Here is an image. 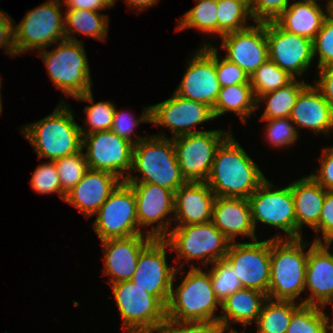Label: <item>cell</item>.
<instances>
[{
	"instance_id": "obj_1",
	"label": "cell",
	"mask_w": 333,
	"mask_h": 333,
	"mask_svg": "<svg viewBox=\"0 0 333 333\" xmlns=\"http://www.w3.org/2000/svg\"><path fill=\"white\" fill-rule=\"evenodd\" d=\"M266 179L231 133L218 147L205 182L216 197L249 198Z\"/></svg>"
},
{
	"instance_id": "obj_2",
	"label": "cell",
	"mask_w": 333,
	"mask_h": 333,
	"mask_svg": "<svg viewBox=\"0 0 333 333\" xmlns=\"http://www.w3.org/2000/svg\"><path fill=\"white\" fill-rule=\"evenodd\" d=\"M67 104L60 101L52 114L21 128L22 136L32 145L38 158L54 161L82 150L80 125Z\"/></svg>"
},
{
	"instance_id": "obj_3",
	"label": "cell",
	"mask_w": 333,
	"mask_h": 333,
	"mask_svg": "<svg viewBox=\"0 0 333 333\" xmlns=\"http://www.w3.org/2000/svg\"><path fill=\"white\" fill-rule=\"evenodd\" d=\"M177 269L170 297L166 305L167 320L173 322H219L215 311L221 303L213 291L209 271H203L191 265L182 282L174 288Z\"/></svg>"
},
{
	"instance_id": "obj_4",
	"label": "cell",
	"mask_w": 333,
	"mask_h": 333,
	"mask_svg": "<svg viewBox=\"0 0 333 333\" xmlns=\"http://www.w3.org/2000/svg\"><path fill=\"white\" fill-rule=\"evenodd\" d=\"M126 182L152 183L165 187L174 193L187 181L183 177L177 162L172 137L163 132L159 135L147 136L134 145L131 172Z\"/></svg>"
},
{
	"instance_id": "obj_5",
	"label": "cell",
	"mask_w": 333,
	"mask_h": 333,
	"mask_svg": "<svg viewBox=\"0 0 333 333\" xmlns=\"http://www.w3.org/2000/svg\"><path fill=\"white\" fill-rule=\"evenodd\" d=\"M309 243L301 238H271V272L268 298L300 301L305 291ZM297 300V301H296Z\"/></svg>"
},
{
	"instance_id": "obj_6",
	"label": "cell",
	"mask_w": 333,
	"mask_h": 333,
	"mask_svg": "<svg viewBox=\"0 0 333 333\" xmlns=\"http://www.w3.org/2000/svg\"><path fill=\"white\" fill-rule=\"evenodd\" d=\"M52 51H38L47 73L57 89L68 97H77L92 91L90 67L81 41L62 40Z\"/></svg>"
},
{
	"instance_id": "obj_7",
	"label": "cell",
	"mask_w": 333,
	"mask_h": 333,
	"mask_svg": "<svg viewBox=\"0 0 333 333\" xmlns=\"http://www.w3.org/2000/svg\"><path fill=\"white\" fill-rule=\"evenodd\" d=\"M163 239L169 244L171 251L177 252L178 257L175 259H185L176 266L177 269L189 263V260H201L203 266L222 260L231 244L211 221L172 227Z\"/></svg>"
},
{
	"instance_id": "obj_8",
	"label": "cell",
	"mask_w": 333,
	"mask_h": 333,
	"mask_svg": "<svg viewBox=\"0 0 333 333\" xmlns=\"http://www.w3.org/2000/svg\"><path fill=\"white\" fill-rule=\"evenodd\" d=\"M123 320L124 333L160 332L167 321L166 305L131 280L110 284Z\"/></svg>"
},
{
	"instance_id": "obj_9",
	"label": "cell",
	"mask_w": 333,
	"mask_h": 333,
	"mask_svg": "<svg viewBox=\"0 0 333 333\" xmlns=\"http://www.w3.org/2000/svg\"><path fill=\"white\" fill-rule=\"evenodd\" d=\"M62 0H48L28 10L24 18L14 24L15 45L18 55L36 52L65 40V18L60 7Z\"/></svg>"
},
{
	"instance_id": "obj_10",
	"label": "cell",
	"mask_w": 333,
	"mask_h": 333,
	"mask_svg": "<svg viewBox=\"0 0 333 333\" xmlns=\"http://www.w3.org/2000/svg\"><path fill=\"white\" fill-rule=\"evenodd\" d=\"M92 222L100 241L144 234L137 221V206L133 189L121 181L101 205Z\"/></svg>"
},
{
	"instance_id": "obj_11",
	"label": "cell",
	"mask_w": 333,
	"mask_h": 333,
	"mask_svg": "<svg viewBox=\"0 0 333 333\" xmlns=\"http://www.w3.org/2000/svg\"><path fill=\"white\" fill-rule=\"evenodd\" d=\"M231 130H210L172 138L177 162L186 181L205 182L209 177L216 151Z\"/></svg>"
},
{
	"instance_id": "obj_12",
	"label": "cell",
	"mask_w": 333,
	"mask_h": 333,
	"mask_svg": "<svg viewBox=\"0 0 333 333\" xmlns=\"http://www.w3.org/2000/svg\"><path fill=\"white\" fill-rule=\"evenodd\" d=\"M273 186V183L266 179L248 198L254 228L256 230L258 222H261L286 233L283 236L274 235L272 238H296V216L291 186L288 184L280 189Z\"/></svg>"
},
{
	"instance_id": "obj_13",
	"label": "cell",
	"mask_w": 333,
	"mask_h": 333,
	"mask_svg": "<svg viewBox=\"0 0 333 333\" xmlns=\"http://www.w3.org/2000/svg\"><path fill=\"white\" fill-rule=\"evenodd\" d=\"M84 147L89 169L108 172L121 181L130 174L134 144L111 130L82 135V150Z\"/></svg>"
},
{
	"instance_id": "obj_14",
	"label": "cell",
	"mask_w": 333,
	"mask_h": 333,
	"mask_svg": "<svg viewBox=\"0 0 333 333\" xmlns=\"http://www.w3.org/2000/svg\"><path fill=\"white\" fill-rule=\"evenodd\" d=\"M271 239L231 242L225 260L233 267L243 288L255 289L268 297L271 272Z\"/></svg>"
},
{
	"instance_id": "obj_15",
	"label": "cell",
	"mask_w": 333,
	"mask_h": 333,
	"mask_svg": "<svg viewBox=\"0 0 333 333\" xmlns=\"http://www.w3.org/2000/svg\"><path fill=\"white\" fill-rule=\"evenodd\" d=\"M195 51L174 93L213 109L221 88L215 68V46L205 43Z\"/></svg>"
},
{
	"instance_id": "obj_16",
	"label": "cell",
	"mask_w": 333,
	"mask_h": 333,
	"mask_svg": "<svg viewBox=\"0 0 333 333\" xmlns=\"http://www.w3.org/2000/svg\"><path fill=\"white\" fill-rule=\"evenodd\" d=\"M169 244L164 239L154 238L140 253L131 281L149 294L158 297L167 305L176 266L167 264Z\"/></svg>"
},
{
	"instance_id": "obj_17",
	"label": "cell",
	"mask_w": 333,
	"mask_h": 333,
	"mask_svg": "<svg viewBox=\"0 0 333 333\" xmlns=\"http://www.w3.org/2000/svg\"><path fill=\"white\" fill-rule=\"evenodd\" d=\"M127 183L135 195L139 229L151 226L145 233L153 238L163 239L174 220L166 217L170 213L174 215V192L152 183ZM155 223L156 226H153Z\"/></svg>"
},
{
	"instance_id": "obj_18",
	"label": "cell",
	"mask_w": 333,
	"mask_h": 333,
	"mask_svg": "<svg viewBox=\"0 0 333 333\" xmlns=\"http://www.w3.org/2000/svg\"><path fill=\"white\" fill-rule=\"evenodd\" d=\"M266 36L269 59L294 79L301 78L314 61L313 41L282 29L275 21L266 22Z\"/></svg>"
},
{
	"instance_id": "obj_19",
	"label": "cell",
	"mask_w": 333,
	"mask_h": 333,
	"mask_svg": "<svg viewBox=\"0 0 333 333\" xmlns=\"http://www.w3.org/2000/svg\"><path fill=\"white\" fill-rule=\"evenodd\" d=\"M150 119V123L170 130L174 138L203 132V130H193L191 127L213 120L215 117L208 105L173 93L169 99L150 106Z\"/></svg>"
},
{
	"instance_id": "obj_20",
	"label": "cell",
	"mask_w": 333,
	"mask_h": 333,
	"mask_svg": "<svg viewBox=\"0 0 333 333\" xmlns=\"http://www.w3.org/2000/svg\"><path fill=\"white\" fill-rule=\"evenodd\" d=\"M254 23L221 37L225 58L237 64L249 77L269 59L266 22Z\"/></svg>"
},
{
	"instance_id": "obj_21",
	"label": "cell",
	"mask_w": 333,
	"mask_h": 333,
	"mask_svg": "<svg viewBox=\"0 0 333 333\" xmlns=\"http://www.w3.org/2000/svg\"><path fill=\"white\" fill-rule=\"evenodd\" d=\"M330 246L331 243L309 244L305 291L310 290V293L300 303L322 308L331 304L333 311V254Z\"/></svg>"
},
{
	"instance_id": "obj_22",
	"label": "cell",
	"mask_w": 333,
	"mask_h": 333,
	"mask_svg": "<svg viewBox=\"0 0 333 333\" xmlns=\"http://www.w3.org/2000/svg\"><path fill=\"white\" fill-rule=\"evenodd\" d=\"M153 239L147 234H138L127 238L101 241L104 253L103 273L111 276L109 284L132 279L141 251Z\"/></svg>"
},
{
	"instance_id": "obj_23",
	"label": "cell",
	"mask_w": 333,
	"mask_h": 333,
	"mask_svg": "<svg viewBox=\"0 0 333 333\" xmlns=\"http://www.w3.org/2000/svg\"><path fill=\"white\" fill-rule=\"evenodd\" d=\"M215 198L206 182L187 181L174 193L176 226L210 222Z\"/></svg>"
},
{
	"instance_id": "obj_24",
	"label": "cell",
	"mask_w": 333,
	"mask_h": 333,
	"mask_svg": "<svg viewBox=\"0 0 333 333\" xmlns=\"http://www.w3.org/2000/svg\"><path fill=\"white\" fill-rule=\"evenodd\" d=\"M121 180L108 172L89 169L66 194L64 201L76 207L86 218L95 215Z\"/></svg>"
},
{
	"instance_id": "obj_25",
	"label": "cell",
	"mask_w": 333,
	"mask_h": 333,
	"mask_svg": "<svg viewBox=\"0 0 333 333\" xmlns=\"http://www.w3.org/2000/svg\"><path fill=\"white\" fill-rule=\"evenodd\" d=\"M211 222L231 242H236L238 235L258 240L248 198L216 197Z\"/></svg>"
},
{
	"instance_id": "obj_26",
	"label": "cell",
	"mask_w": 333,
	"mask_h": 333,
	"mask_svg": "<svg viewBox=\"0 0 333 333\" xmlns=\"http://www.w3.org/2000/svg\"><path fill=\"white\" fill-rule=\"evenodd\" d=\"M294 125L326 136L333 131V109L314 86L308 84L298 95L289 117Z\"/></svg>"
},
{
	"instance_id": "obj_27",
	"label": "cell",
	"mask_w": 333,
	"mask_h": 333,
	"mask_svg": "<svg viewBox=\"0 0 333 333\" xmlns=\"http://www.w3.org/2000/svg\"><path fill=\"white\" fill-rule=\"evenodd\" d=\"M294 199L296 216V238H301L303 225L314 229L319 224L326 189L310 175L289 184Z\"/></svg>"
},
{
	"instance_id": "obj_28",
	"label": "cell",
	"mask_w": 333,
	"mask_h": 333,
	"mask_svg": "<svg viewBox=\"0 0 333 333\" xmlns=\"http://www.w3.org/2000/svg\"><path fill=\"white\" fill-rule=\"evenodd\" d=\"M326 18L319 2L299 0L291 2L275 22L282 29L313 41Z\"/></svg>"
},
{
	"instance_id": "obj_29",
	"label": "cell",
	"mask_w": 333,
	"mask_h": 333,
	"mask_svg": "<svg viewBox=\"0 0 333 333\" xmlns=\"http://www.w3.org/2000/svg\"><path fill=\"white\" fill-rule=\"evenodd\" d=\"M267 298L265 293L255 289H239L221 304L223 313L219 317V323L227 331H234L230 324L233 322L245 327L253 322L256 323Z\"/></svg>"
},
{
	"instance_id": "obj_30",
	"label": "cell",
	"mask_w": 333,
	"mask_h": 333,
	"mask_svg": "<svg viewBox=\"0 0 333 333\" xmlns=\"http://www.w3.org/2000/svg\"><path fill=\"white\" fill-rule=\"evenodd\" d=\"M255 110H257V100L251 84H236L220 88L212 109L215 118L231 111L239 116L244 124Z\"/></svg>"
},
{
	"instance_id": "obj_31",
	"label": "cell",
	"mask_w": 333,
	"mask_h": 333,
	"mask_svg": "<svg viewBox=\"0 0 333 333\" xmlns=\"http://www.w3.org/2000/svg\"><path fill=\"white\" fill-rule=\"evenodd\" d=\"M64 18L66 40L80 41L72 35L82 33L99 41H106L109 30L107 15L89 10L66 9Z\"/></svg>"
},
{
	"instance_id": "obj_32",
	"label": "cell",
	"mask_w": 333,
	"mask_h": 333,
	"mask_svg": "<svg viewBox=\"0 0 333 333\" xmlns=\"http://www.w3.org/2000/svg\"><path fill=\"white\" fill-rule=\"evenodd\" d=\"M307 85L304 79L302 82L299 81V78L298 80L293 79L286 86L261 95L257 99V109L261 106L260 103L265 101L266 107L260 120L289 118L298 95Z\"/></svg>"
},
{
	"instance_id": "obj_33",
	"label": "cell",
	"mask_w": 333,
	"mask_h": 333,
	"mask_svg": "<svg viewBox=\"0 0 333 333\" xmlns=\"http://www.w3.org/2000/svg\"><path fill=\"white\" fill-rule=\"evenodd\" d=\"M298 304L267 298L255 323L257 333H286L292 313L301 305Z\"/></svg>"
},
{
	"instance_id": "obj_34",
	"label": "cell",
	"mask_w": 333,
	"mask_h": 333,
	"mask_svg": "<svg viewBox=\"0 0 333 333\" xmlns=\"http://www.w3.org/2000/svg\"><path fill=\"white\" fill-rule=\"evenodd\" d=\"M253 20L250 8L237 0H217V37L245 29Z\"/></svg>"
},
{
	"instance_id": "obj_35",
	"label": "cell",
	"mask_w": 333,
	"mask_h": 333,
	"mask_svg": "<svg viewBox=\"0 0 333 333\" xmlns=\"http://www.w3.org/2000/svg\"><path fill=\"white\" fill-rule=\"evenodd\" d=\"M195 1L196 5L177 21V30L196 28L199 32L216 34L217 37V0Z\"/></svg>"
},
{
	"instance_id": "obj_36",
	"label": "cell",
	"mask_w": 333,
	"mask_h": 333,
	"mask_svg": "<svg viewBox=\"0 0 333 333\" xmlns=\"http://www.w3.org/2000/svg\"><path fill=\"white\" fill-rule=\"evenodd\" d=\"M76 100L86 101L92 103L84 108V113L87 115V119L84 120V124L87 129L80 125L81 135H88L97 131L111 130L113 122L115 104L110 101L94 102V96L92 91L86 92L83 95L75 97Z\"/></svg>"
},
{
	"instance_id": "obj_37",
	"label": "cell",
	"mask_w": 333,
	"mask_h": 333,
	"mask_svg": "<svg viewBox=\"0 0 333 333\" xmlns=\"http://www.w3.org/2000/svg\"><path fill=\"white\" fill-rule=\"evenodd\" d=\"M294 78L268 59L250 76V84L256 100L263 94L289 84Z\"/></svg>"
},
{
	"instance_id": "obj_38",
	"label": "cell",
	"mask_w": 333,
	"mask_h": 333,
	"mask_svg": "<svg viewBox=\"0 0 333 333\" xmlns=\"http://www.w3.org/2000/svg\"><path fill=\"white\" fill-rule=\"evenodd\" d=\"M325 308L301 304L291 316L286 333H325L327 314Z\"/></svg>"
},
{
	"instance_id": "obj_39",
	"label": "cell",
	"mask_w": 333,
	"mask_h": 333,
	"mask_svg": "<svg viewBox=\"0 0 333 333\" xmlns=\"http://www.w3.org/2000/svg\"><path fill=\"white\" fill-rule=\"evenodd\" d=\"M61 183V199L83 178L89 170L83 150L54 160Z\"/></svg>"
},
{
	"instance_id": "obj_40",
	"label": "cell",
	"mask_w": 333,
	"mask_h": 333,
	"mask_svg": "<svg viewBox=\"0 0 333 333\" xmlns=\"http://www.w3.org/2000/svg\"><path fill=\"white\" fill-rule=\"evenodd\" d=\"M209 269L213 291L218 301L222 304L224 300L243 288L233 267L225 260L215 261Z\"/></svg>"
},
{
	"instance_id": "obj_41",
	"label": "cell",
	"mask_w": 333,
	"mask_h": 333,
	"mask_svg": "<svg viewBox=\"0 0 333 333\" xmlns=\"http://www.w3.org/2000/svg\"><path fill=\"white\" fill-rule=\"evenodd\" d=\"M267 123L265 129V139L274 148L289 147L295 144L299 137V131L294 126L290 118H276L261 120Z\"/></svg>"
},
{
	"instance_id": "obj_42",
	"label": "cell",
	"mask_w": 333,
	"mask_h": 333,
	"mask_svg": "<svg viewBox=\"0 0 333 333\" xmlns=\"http://www.w3.org/2000/svg\"><path fill=\"white\" fill-rule=\"evenodd\" d=\"M144 111L138 119L134 118L132 114L128 112H124L122 110L115 109L113 122L111 125V131L131 142L132 144L136 145L139 141L143 140L145 137L143 136H135L132 137V132L141 122H151L150 119V106L144 107Z\"/></svg>"
},
{
	"instance_id": "obj_43",
	"label": "cell",
	"mask_w": 333,
	"mask_h": 333,
	"mask_svg": "<svg viewBox=\"0 0 333 333\" xmlns=\"http://www.w3.org/2000/svg\"><path fill=\"white\" fill-rule=\"evenodd\" d=\"M30 186L39 194L57 193L61 198V183L55 162L39 164L32 174Z\"/></svg>"
},
{
	"instance_id": "obj_44",
	"label": "cell",
	"mask_w": 333,
	"mask_h": 333,
	"mask_svg": "<svg viewBox=\"0 0 333 333\" xmlns=\"http://www.w3.org/2000/svg\"><path fill=\"white\" fill-rule=\"evenodd\" d=\"M313 55L318 56L317 68L333 67V21L326 18L313 40Z\"/></svg>"
},
{
	"instance_id": "obj_45",
	"label": "cell",
	"mask_w": 333,
	"mask_h": 333,
	"mask_svg": "<svg viewBox=\"0 0 333 333\" xmlns=\"http://www.w3.org/2000/svg\"><path fill=\"white\" fill-rule=\"evenodd\" d=\"M215 68L221 88L236 84H250V77L237 64L225 57L218 58L217 47H215Z\"/></svg>"
},
{
	"instance_id": "obj_46",
	"label": "cell",
	"mask_w": 333,
	"mask_h": 333,
	"mask_svg": "<svg viewBox=\"0 0 333 333\" xmlns=\"http://www.w3.org/2000/svg\"><path fill=\"white\" fill-rule=\"evenodd\" d=\"M289 4L290 0H251L249 8L253 22L275 21Z\"/></svg>"
},
{
	"instance_id": "obj_47",
	"label": "cell",
	"mask_w": 333,
	"mask_h": 333,
	"mask_svg": "<svg viewBox=\"0 0 333 333\" xmlns=\"http://www.w3.org/2000/svg\"><path fill=\"white\" fill-rule=\"evenodd\" d=\"M162 333H227L219 322H173L167 320Z\"/></svg>"
},
{
	"instance_id": "obj_48",
	"label": "cell",
	"mask_w": 333,
	"mask_h": 333,
	"mask_svg": "<svg viewBox=\"0 0 333 333\" xmlns=\"http://www.w3.org/2000/svg\"><path fill=\"white\" fill-rule=\"evenodd\" d=\"M316 233L322 232L321 238H315V243H333V191L327 190L324 198L319 224L313 229Z\"/></svg>"
},
{
	"instance_id": "obj_49",
	"label": "cell",
	"mask_w": 333,
	"mask_h": 333,
	"mask_svg": "<svg viewBox=\"0 0 333 333\" xmlns=\"http://www.w3.org/2000/svg\"><path fill=\"white\" fill-rule=\"evenodd\" d=\"M320 168L316 169L317 174L310 176L324 189L333 191V146L325 147L320 156Z\"/></svg>"
},
{
	"instance_id": "obj_50",
	"label": "cell",
	"mask_w": 333,
	"mask_h": 333,
	"mask_svg": "<svg viewBox=\"0 0 333 333\" xmlns=\"http://www.w3.org/2000/svg\"><path fill=\"white\" fill-rule=\"evenodd\" d=\"M9 14H0V48L5 49L6 54L12 58L18 56L15 45L14 23Z\"/></svg>"
},
{
	"instance_id": "obj_51",
	"label": "cell",
	"mask_w": 333,
	"mask_h": 333,
	"mask_svg": "<svg viewBox=\"0 0 333 333\" xmlns=\"http://www.w3.org/2000/svg\"><path fill=\"white\" fill-rule=\"evenodd\" d=\"M317 74L319 79L315 80L313 85L333 109V67L320 68Z\"/></svg>"
},
{
	"instance_id": "obj_52",
	"label": "cell",
	"mask_w": 333,
	"mask_h": 333,
	"mask_svg": "<svg viewBox=\"0 0 333 333\" xmlns=\"http://www.w3.org/2000/svg\"><path fill=\"white\" fill-rule=\"evenodd\" d=\"M66 9H79L99 12L113 7L114 0H62Z\"/></svg>"
},
{
	"instance_id": "obj_53",
	"label": "cell",
	"mask_w": 333,
	"mask_h": 333,
	"mask_svg": "<svg viewBox=\"0 0 333 333\" xmlns=\"http://www.w3.org/2000/svg\"><path fill=\"white\" fill-rule=\"evenodd\" d=\"M114 0V4H116ZM128 7H131L133 11L136 9L138 12L148 9V7L154 6L159 0H123Z\"/></svg>"
},
{
	"instance_id": "obj_54",
	"label": "cell",
	"mask_w": 333,
	"mask_h": 333,
	"mask_svg": "<svg viewBox=\"0 0 333 333\" xmlns=\"http://www.w3.org/2000/svg\"><path fill=\"white\" fill-rule=\"evenodd\" d=\"M326 9L325 11L327 12V18L333 21V0H329L326 2Z\"/></svg>"
},
{
	"instance_id": "obj_55",
	"label": "cell",
	"mask_w": 333,
	"mask_h": 333,
	"mask_svg": "<svg viewBox=\"0 0 333 333\" xmlns=\"http://www.w3.org/2000/svg\"><path fill=\"white\" fill-rule=\"evenodd\" d=\"M332 315H333V313H332ZM330 318L331 317H329V315H328L327 316V320H326L325 333H333V319L331 320V323H329L330 322Z\"/></svg>"
},
{
	"instance_id": "obj_56",
	"label": "cell",
	"mask_w": 333,
	"mask_h": 333,
	"mask_svg": "<svg viewBox=\"0 0 333 333\" xmlns=\"http://www.w3.org/2000/svg\"><path fill=\"white\" fill-rule=\"evenodd\" d=\"M2 86V81H1V78H0V87ZM1 90V88H0ZM3 108V105H2V96H1V91H0V115L2 113V109Z\"/></svg>"
},
{
	"instance_id": "obj_57",
	"label": "cell",
	"mask_w": 333,
	"mask_h": 333,
	"mask_svg": "<svg viewBox=\"0 0 333 333\" xmlns=\"http://www.w3.org/2000/svg\"><path fill=\"white\" fill-rule=\"evenodd\" d=\"M237 1L244 2V3L249 7V6H250V1H251V0H237Z\"/></svg>"
},
{
	"instance_id": "obj_58",
	"label": "cell",
	"mask_w": 333,
	"mask_h": 333,
	"mask_svg": "<svg viewBox=\"0 0 333 333\" xmlns=\"http://www.w3.org/2000/svg\"><path fill=\"white\" fill-rule=\"evenodd\" d=\"M228 333H239V332L237 330H234V331H228ZM242 333H246L244 329L242 330Z\"/></svg>"
},
{
	"instance_id": "obj_59",
	"label": "cell",
	"mask_w": 333,
	"mask_h": 333,
	"mask_svg": "<svg viewBox=\"0 0 333 333\" xmlns=\"http://www.w3.org/2000/svg\"><path fill=\"white\" fill-rule=\"evenodd\" d=\"M0 14H8L6 11H1L0 9Z\"/></svg>"
},
{
	"instance_id": "obj_60",
	"label": "cell",
	"mask_w": 333,
	"mask_h": 333,
	"mask_svg": "<svg viewBox=\"0 0 333 333\" xmlns=\"http://www.w3.org/2000/svg\"><path fill=\"white\" fill-rule=\"evenodd\" d=\"M145 333H155V332H145ZM156 333H162V332L160 331V332H156Z\"/></svg>"
}]
</instances>
